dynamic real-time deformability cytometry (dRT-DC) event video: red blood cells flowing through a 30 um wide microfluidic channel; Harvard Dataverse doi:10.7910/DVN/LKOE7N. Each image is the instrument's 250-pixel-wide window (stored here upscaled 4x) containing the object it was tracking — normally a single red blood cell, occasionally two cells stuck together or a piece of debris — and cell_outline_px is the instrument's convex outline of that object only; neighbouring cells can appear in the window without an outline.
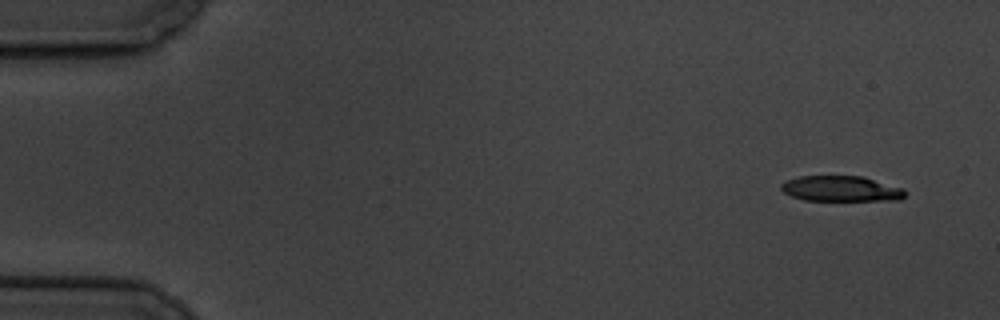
{"species": "common noctule bat (a hibernating species)", "species_latin": "Nyctalus noctula", "temperature_condition": "cold", "stored_images_in_passage": 5, "camera_frame_rate_fps": 3000, "um_per_image_px": 0.085, "animal": {"sex": "male", "body_mass_g": 19.5, "forearm_length_mm": 54.6}, "frame": {"image": 1, "passage_image": 1, "time_ms": 0.0, "image_size_px": [1000, 320], "cell_outline_px": [[904, 196], [900, 200], [804, 200], [792, 196], [784, 192], [780, 188], [780, 184], [788, 180], [800, 176], [864, 176], [904, 188]], "centroid_in_image_um": [71.5, 16.03], "position_along_channel_um": 13.5, "area_um2": 18.38}}
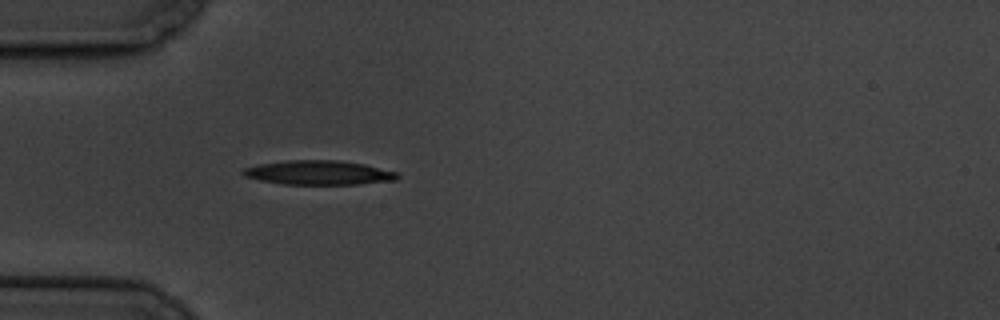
{"frame": {"image": 2, "passage_image": 5, "time_ms": 4.667, "image_size_px": [1000, 320], "cell_outline_px": [[400, 176], [396, 180], [360, 184], [284, 184], [260, 180], [244, 176], [240, 172], [244, 168], [260, 164], [288, 160], [336, 160], [364, 164], [396, 172]], "centroid_in_image_um": [27.09, 14.68], "position_along_channel_um": 57.9, "area_um2": 21.68}}